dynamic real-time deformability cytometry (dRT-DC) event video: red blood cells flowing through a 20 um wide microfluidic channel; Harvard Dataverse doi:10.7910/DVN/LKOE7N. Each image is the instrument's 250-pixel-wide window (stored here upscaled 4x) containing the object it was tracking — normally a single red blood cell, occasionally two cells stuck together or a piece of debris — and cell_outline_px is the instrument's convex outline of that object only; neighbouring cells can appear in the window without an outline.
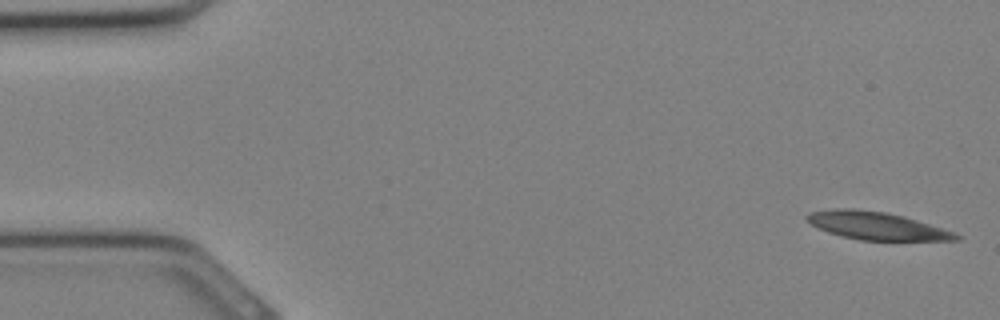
{"species": "Egyptian fruit bat (a non-hibernating species)", "species_latin": "Rousettus aegyptiacus", "temperature_condition": "cold", "stored_images_in_passage": 33, "camera_frame_rate_fps": 3000, "um_per_image_px": 0.085, "animal": {"sex": "female"}, "frame": {"image": 1, "passage_image": 1, "time_ms": 0.0, "image_size_px": [1000, 320], "cell_outline_px": [[960, 240], [860, 240], [828, 232], [812, 224], [804, 216], [808, 212], [836, 208], [852, 208], [884, 212], [904, 216], [952, 232], [960, 236]], "centroid_in_image_um": [74.45, 19.18], "position_along_channel_um": 10.5, "area_um2": 23.64}}
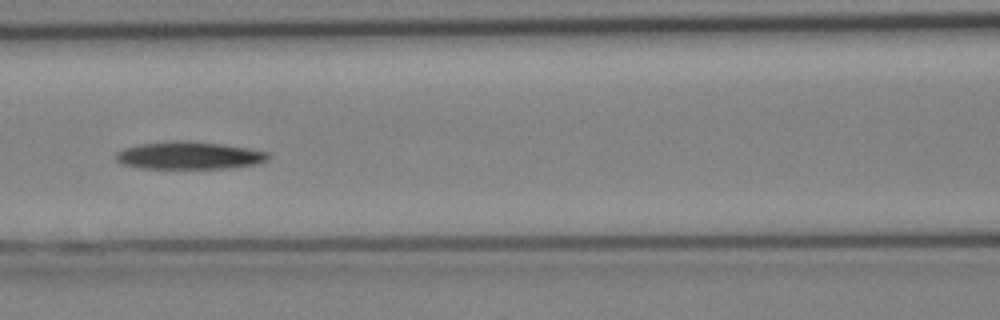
{"frame": {"image": 2, "passage_image": 14, "time_ms": 4.333, "image_size_px": [1000, 320], "cell_outline_px": [[268, 160], [256, 164], [228, 168], [144, 168], [120, 164], [116, 160], [116, 152], [124, 148], [136, 144], [172, 140], [188, 140], [220, 144], [268, 152]], "centroid_in_image_um": [16.01, 13.2], "position_along_channel_um": 150.6, "area_um2": 24.45}}
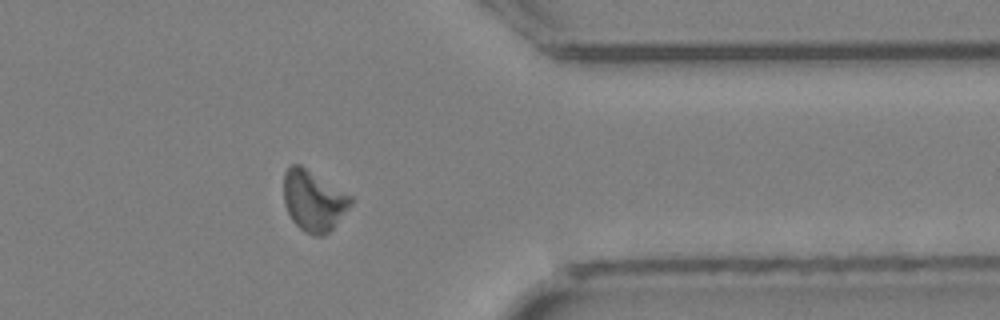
{"frame": {"image": 3, "passage_image": 26, "time_ms": 8.333, "image_size_px": [1000, 320], "cell_outline_px": [[356, 200], [332, 228], [328, 232], [320, 236], [316, 236], [304, 232], [292, 220], [284, 204], [284, 172], [292, 164], [300, 164], [352, 196]], "centroid_in_image_um": [26.66, 17.05], "position_along_channel_um": 384.7, "area_um2": 23.7}}